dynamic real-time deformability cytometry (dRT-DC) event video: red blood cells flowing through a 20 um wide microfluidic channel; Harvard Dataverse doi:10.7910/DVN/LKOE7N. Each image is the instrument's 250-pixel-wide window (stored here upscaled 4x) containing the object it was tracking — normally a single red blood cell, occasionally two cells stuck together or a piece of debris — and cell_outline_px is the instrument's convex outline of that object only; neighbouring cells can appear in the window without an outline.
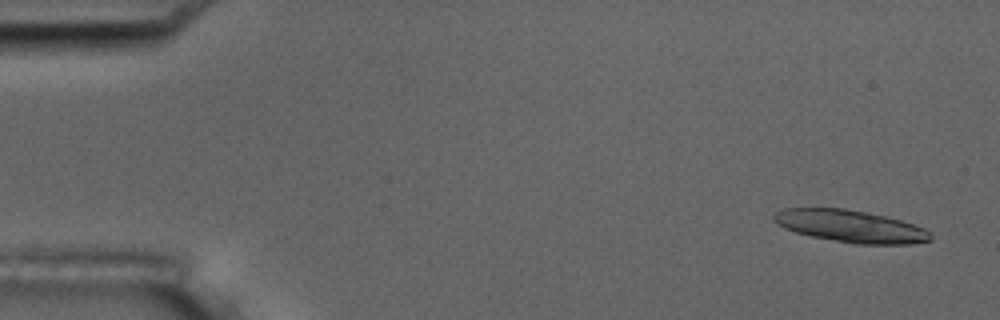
{"species": "common noctule bat (a hibernating species)", "species_latin": "Nyctalus noctula", "temperature_condition": "room temperature", "stored_images_in_passage": 5, "camera_frame_rate_fps": 3000, "um_per_image_px": 0.085, "animal": {"sex": "male", "body_mass_g": 17.5, "forearm_length_mm": 52.3}, "frame": {"image": 1, "passage_image": 1, "time_ms": 0.0, "image_size_px": [1000, 320], "cell_outline_px": [[932, 240], [908, 244], [856, 244], [812, 236], [796, 232], [784, 228], [776, 224], [772, 220], [772, 216], [776, 212], [784, 208], [844, 208], [884, 216], [900, 220], [924, 228], [932, 236]], "centroid_in_image_um": [72.25, 19.23], "position_along_channel_um": 12.7, "area_um2": 29.19}}